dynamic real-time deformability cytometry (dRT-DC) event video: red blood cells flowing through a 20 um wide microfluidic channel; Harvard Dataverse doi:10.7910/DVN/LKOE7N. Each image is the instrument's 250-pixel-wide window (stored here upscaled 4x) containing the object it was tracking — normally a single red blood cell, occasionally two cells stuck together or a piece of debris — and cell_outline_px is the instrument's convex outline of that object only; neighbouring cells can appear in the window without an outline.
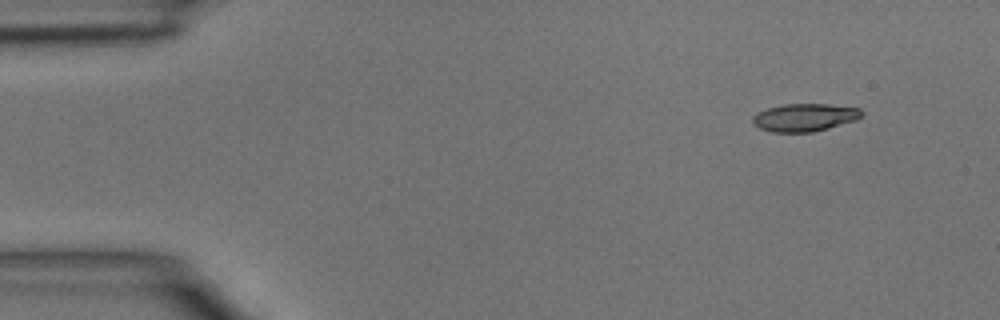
{"species": "common noctule bat (a hibernating species)", "species_latin": "Nyctalus noctula", "temperature_condition": "room temperature", "stored_images_in_passage": 4, "camera_frame_rate_fps": 3000, "um_per_image_px": 0.085, "animal": {"sex": "male", "body_mass_g": 15.6}, "frame": {"image": 1, "passage_image": 1, "time_ms": 0.0, "image_size_px": [1000, 320], "cell_outline_px": [[864, 116], [856, 120], [828, 128], [812, 132], [772, 132], [760, 128], [752, 120], [752, 116], [756, 112], [768, 108], [784, 104], [828, 104], [860, 108], [864, 112]], "centroid_in_image_um": [68.43, 9.97], "position_along_channel_um": 16.6, "area_um2": 17.69}}
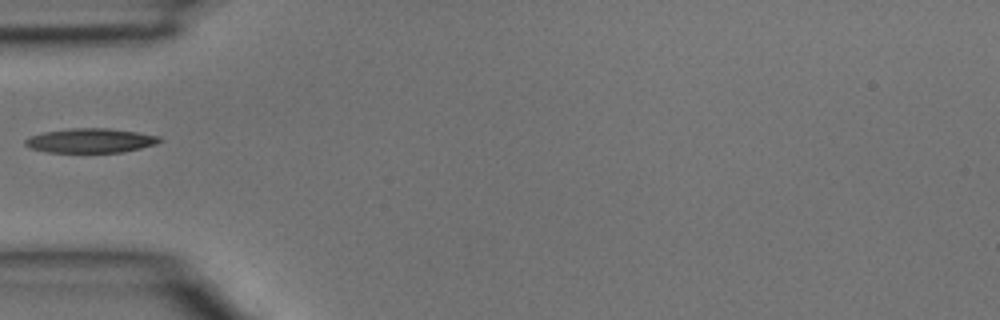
{"frame": {"image": 2, "passage_image": 4, "time_ms": 1.0, "image_size_px": [1000, 320], "cell_outline_px": [[160, 140], [156, 144], [140, 148], [120, 152], [48, 152], [32, 148], [24, 144], [24, 140], [28, 136], [44, 132], [72, 128], [108, 128], [136, 132], [160, 136]], "centroid_in_image_um": [7.66, 11.94], "position_along_channel_um": 77.3, "area_um2": 18.9}}